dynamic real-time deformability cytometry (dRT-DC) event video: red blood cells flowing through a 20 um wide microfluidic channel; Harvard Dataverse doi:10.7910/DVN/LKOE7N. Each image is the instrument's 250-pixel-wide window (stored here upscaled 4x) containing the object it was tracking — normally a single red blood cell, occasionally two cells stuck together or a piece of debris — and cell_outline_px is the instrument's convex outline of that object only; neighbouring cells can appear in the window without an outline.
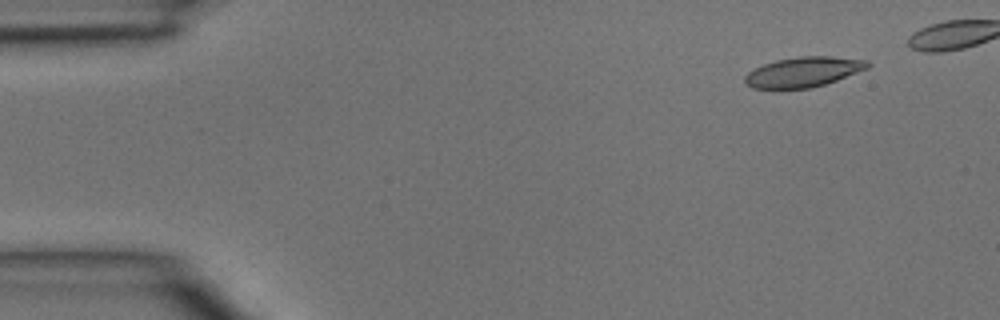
{"species": "common noctule bat (a hibernating species)", "species_latin": "Nyctalus noctula", "temperature_condition": "room temperature", "stored_images_in_passage": 4, "camera_frame_rate_fps": 3000, "um_per_image_px": 0.085, "animal": {"sex": "male", "body_mass_g": 15.6}, "frame": {"image": 1, "passage_image": 1, "time_ms": 0.0, "image_size_px": [1000, 320], "cell_outline_px": [[872, 64], [868, 68], [836, 80], [824, 84], [808, 88], [752, 88], [744, 80], [744, 76], [748, 72], [764, 64], [776, 60], [800, 56], [832, 56], [868, 60]], "centroid_in_image_um": [68.32, 6.1], "position_along_channel_um": 16.7, "area_um2": 21.27}}